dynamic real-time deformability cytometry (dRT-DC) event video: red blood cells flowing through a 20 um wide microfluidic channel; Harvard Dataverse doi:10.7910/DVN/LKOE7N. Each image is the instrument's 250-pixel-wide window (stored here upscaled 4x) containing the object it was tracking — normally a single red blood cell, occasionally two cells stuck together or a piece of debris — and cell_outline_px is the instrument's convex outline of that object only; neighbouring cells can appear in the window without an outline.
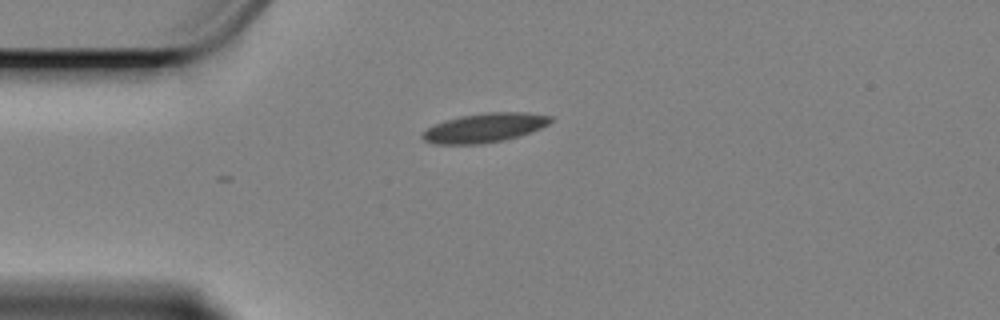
{"species": "Egyptian fruit bat (a non-hibernating species)", "species_latin": "Rousettus aegyptiacus", "temperature_condition": "cold", "stored_images_in_passage": 6, "camera_frame_rate_fps": 3000, "um_per_image_px": 0.085, "animal": {"sex": "female"}, "frame": {"image": 1, "passage_image": 1, "time_ms": 0.0, "image_size_px": [1000, 320], "cell_outline_px": [[552, 120], [548, 124], [532, 132], [520, 136], [504, 140], [480, 144], [436, 144], [424, 140], [420, 136], [420, 132], [444, 120], [460, 116], [484, 112], [528, 112], [552, 116]], "centroid_in_image_um": [41.19, 10.86], "position_along_channel_um": 43.8, "area_um2": 21.96}}